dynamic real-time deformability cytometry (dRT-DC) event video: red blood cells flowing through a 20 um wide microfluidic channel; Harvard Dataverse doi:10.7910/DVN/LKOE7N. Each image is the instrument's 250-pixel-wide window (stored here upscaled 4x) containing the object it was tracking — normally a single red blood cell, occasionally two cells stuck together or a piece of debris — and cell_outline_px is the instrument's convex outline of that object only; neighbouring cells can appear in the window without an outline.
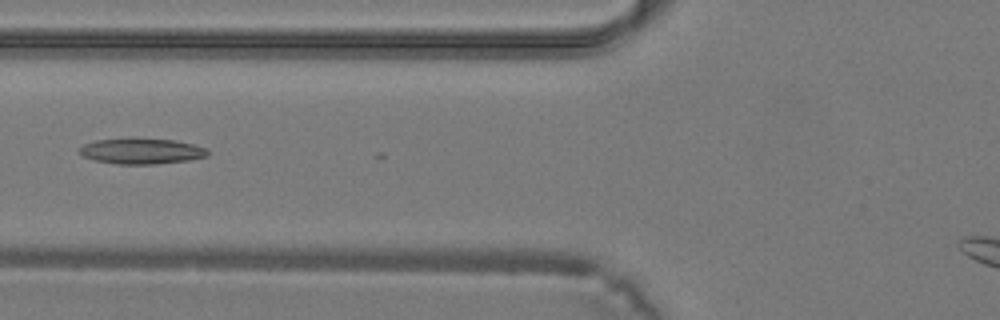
{"species": "common noctule bat (a hibernating species)", "species_latin": "Nyctalus noctula", "temperature_condition": "warm", "stored_images_in_passage": 19, "camera_frame_rate_fps": 3000, "um_per_image_px": 0.085, "animal": {"sex": "male", "body_mass_g": 19.2, "forearm_length_mm": 51.8}, "frame": {"image": 1, "passage_image": 16, "time_ms": 5.0, "image_size_px": [1000, 320], "cell_outline_px": [[208, 156], [188, 160], [152, 164], [116, 164], [96, 160], [80, 156], [76, 152], [84, 144], [96, 140], [176, 140], [208, 148]], "centroid_in_image_um": [12.02, 12.87], "position_along_channel_um": 113.8, "area_um2": 18.67}}
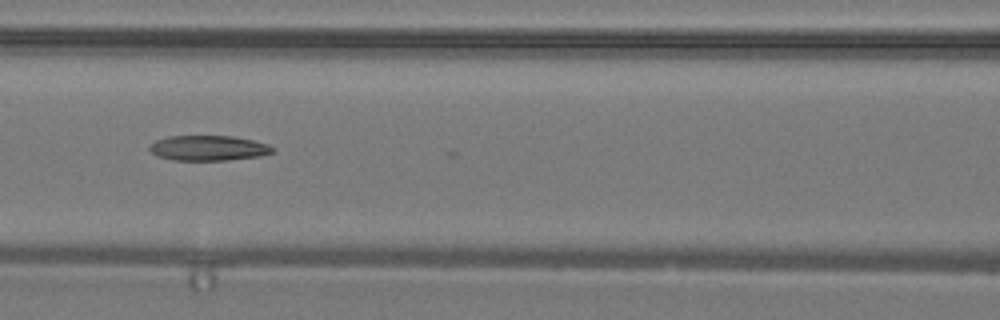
{"frame": {"image": 2, "passage_image": 18, "time_ms": 5.667, "image_size_px": [1000, 320], "cell_outline_px": [[276, 148], [272, 152], [260, 156], [228, 160], [172, 160], [156, 156], [148, 148], [156, 140], [168, 136], [232, 136], [252, 140], [268, 144]], "centroid_in_image_um": [17.71, 12.59], "position_along_channel_um": 148.9, "area_um2": 18.03}}